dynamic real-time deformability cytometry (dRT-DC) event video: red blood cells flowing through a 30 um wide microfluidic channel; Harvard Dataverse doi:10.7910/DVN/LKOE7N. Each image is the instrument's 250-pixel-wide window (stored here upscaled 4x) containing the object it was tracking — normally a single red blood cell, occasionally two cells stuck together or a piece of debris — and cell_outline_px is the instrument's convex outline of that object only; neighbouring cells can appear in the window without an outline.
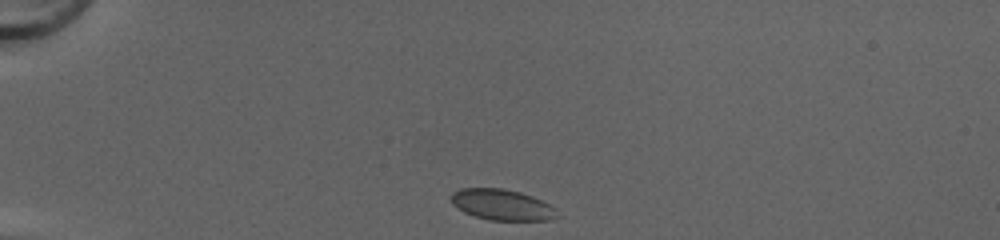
{"species": "common noctule bat (a hibernating species)", "species_latin": "Nyctalus noctula", "temperature_condition": "cold", "stored_images_in_passage": 33, "camera_frame_rate_fps": 3000, "um_per_image_px": 0.085, "animal": {"sex": "female", "body_mass_g": 20.0, "forearm_length_mm": 54.0}, "frame": {"image": 1, "passage_image": 1, "time_ms": 0.0, "image_size_px": [1000, 240], "cell_outline_px": [[560, 216], [548, 220], [488, 220], [464, 212], [452, 204], [452, 192], [460, 188], [504, 188], [520, 192], [532, 196], [556, 208]], "centroid_in_image_um": [42.68, 17.4], "position_along_channel_um": 42.3, "area_um2": 19.07}}
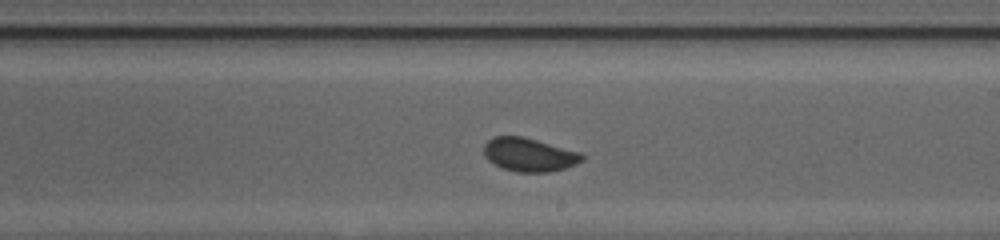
{"frame": {"image": 2, "passage_image": 19, "time_ms": 6.0, "image_size_px": [1000, 240], "cell_outline_px": [[584, 160], [576, 164], [564, 168], [548, 172], [516, 172], [500, 168], [488, 160], [484, 156], [484, 144], [492, 136], [524, 136], [580, 152], [584, 156]], "centroid_in_image_um": [44.95, 13.14], "position_along_channel_um": 244.0, "area_um2": 19.36}}
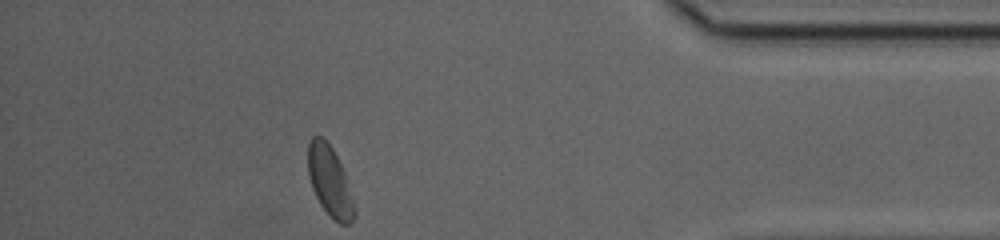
{"frame": {"image": 3, "passage_image": 33, "time_ms": 10.667, "image_size_px": [1000, 240], "cell_outline_px": [[356, 216], [348, 224], [340, 224], [320, 204], [312, 188], [308, 172], [308, 144], [312, 136], [324, 136], [332, 148], [344, 172], [356, 204]], "centroid_in_image_um": [28.05, 15.4], "position_along_channel_um": 407.1, "area_um2": 18.9}, "authors_computed_cell_mechanics": {"area_um2": 19.1896, "velocity_mm_per_s": 4.2083, "shape_relaxation_time_tau1_ms": 4.5023, "shape_relaxation_time_tau2_ms": null, "deformation_change_tau1": 0.0878, "deformation_change_tau2": null}}